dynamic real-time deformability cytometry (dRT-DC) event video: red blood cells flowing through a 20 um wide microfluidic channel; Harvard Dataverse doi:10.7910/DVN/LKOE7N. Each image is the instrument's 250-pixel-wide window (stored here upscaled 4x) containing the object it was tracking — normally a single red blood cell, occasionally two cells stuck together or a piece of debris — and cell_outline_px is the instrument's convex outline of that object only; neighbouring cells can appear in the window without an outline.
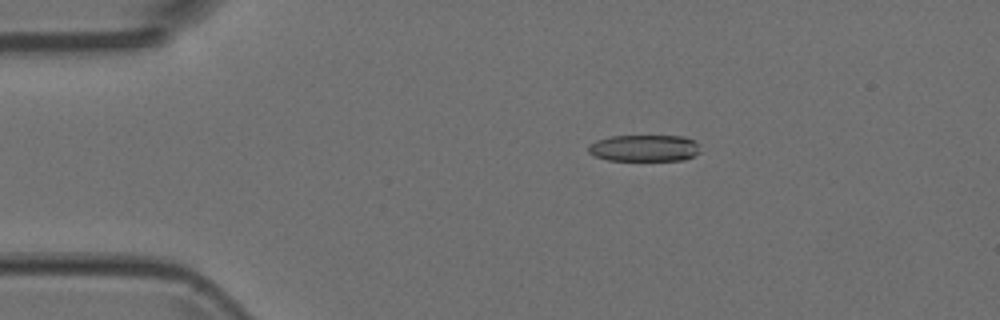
{"species": "Egyptian fruit bat (a non-hibernating species)", "species_latin": "Rousettus aegyptiacus", "temperature_condition": "room temperature", "stored_images_in_passage": 5, "camera_frame_rate_fps": 3000, "um_per_image_px": 0.085, "animal": {"sex": "female"}, "frame": {"image": 1, "passage_image": 3, "time_ms": 0.667, "image_size_px": [1000, 320], "cell_outline_px": [[700, 152], [684, 160], [608, 160], [596, 156], [588, 152], [588, 144], [596, 140], [612, 136], [684, 136], [696, 140]], "centroid_in_image_um": [54.77, 12.58], "position_along_channel_um": 30.2, "area_um2": 17.4}}
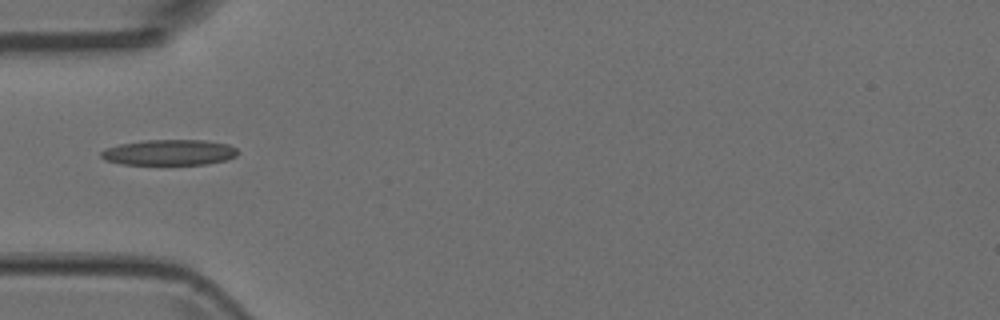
{"frame": {"image": 2, "passage_image": 5, "time_ms": 1.333, "image_size_px": [1000, 320], "cell_outline_px": [[240, 152], [236, 156], [224, 160], [204, 164], [120, 164], [104, 160], [100, 156], [100, 152], [104, 148], [120, 144], [144, 140], [204, 140], [228, 144], [236, 148]], "centroid_in_image_um": [14.36, 12.95], "position_along_channel_um": 70.6, "area_um2": 20.46}}